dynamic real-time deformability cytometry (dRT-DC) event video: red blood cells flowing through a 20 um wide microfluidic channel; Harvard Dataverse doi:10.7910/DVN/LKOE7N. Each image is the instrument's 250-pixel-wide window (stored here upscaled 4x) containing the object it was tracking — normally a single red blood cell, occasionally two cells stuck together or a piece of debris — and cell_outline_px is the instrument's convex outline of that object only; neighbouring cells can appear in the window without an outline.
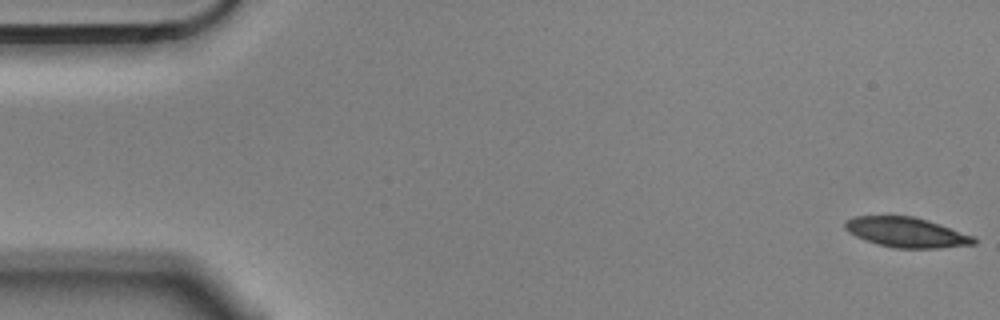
{"species": "Egyptian fruit bat (a non-hibernating species)", "species_latin": "Rousettus aegyptiacus", "temperature_condition": "cold", "stored_images_in_passage": 56, "camera_frame_rate_fps": 3000, "um_per_image_px": 0.085, "animal": {"sex": "male"}, "frame": {"image": 1, "passage_image": 1, "time_ms": 0.0, "image_size_px": [1000, 320], "cell_outline_px": [[976, 244], [940, 248], [896, 248], [876, 244], [864, 240], [848, 232], [844, 228], [844, 220], [852, 216], [912, 216], [928, 220], [976, 236]], "centroid_in_image_um": [77.04, 19.75], "position_along_channel_um": 8.0, "area_um2": 22.77}}
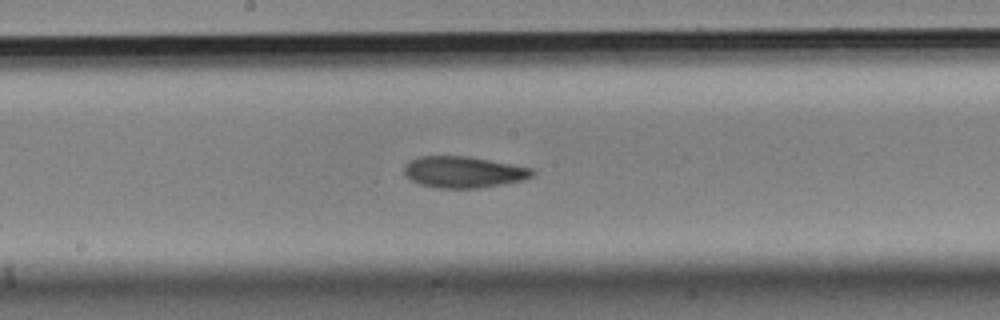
{"frame": {"image": 2, "passage_image": 29, "time_ms": 9.333, "image_size_px": [1000, 320], "cell_outline_px": [[536, 172], [532, 176], [524, 180], [504, 184], [476, 188], [436, 188], [420, 184], [412, 180], [404, 172], [404, 168], [412, 160], [420, 156], [468, 156], [532, 168]], "centroid_in_image_um": [39.44, 14.63], "position_along_channel_um": 208.8, "area_um2": 23.24}}
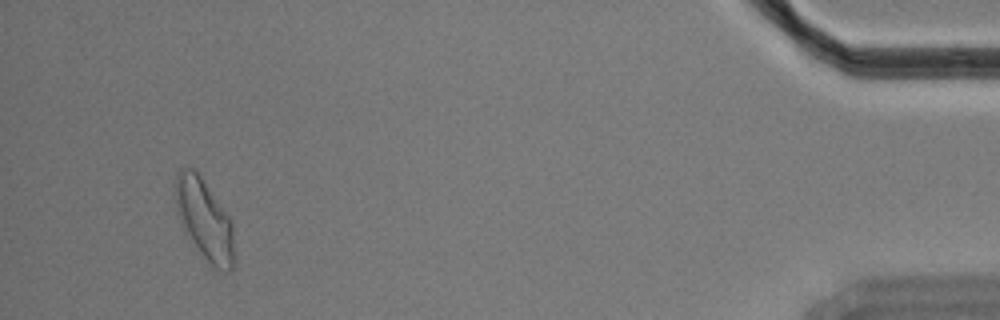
{"frame": {"image": 3, "passage_image": 53, "time_ms": 17.333, "image_size_px": [1000, 320], "cell_outline_px": [[236, 264], [228, 272], [220, 272], [204, 256], [184, 232], [180, 224], [176, 212], [176, 172], [184, 168], [192, 168], [200, 176], [232, 220], [236, 260]], "centroid_in_image_um": [17.42, 18.71], "position_along_channel_um": 417.8, "area_um2": 27.69}, "authors_computed_cell_mechanics": {"area_um2": 23.4379, "velocity_mm_per_s": 3.5438, "shape_relaxation_time_tau1_ms": 7.3911, "shape_relaxation_time_tau2_ms": 4.7072, "deformation_change_tau1": 0.1694, "deformation_change_tau2": 0.1078}}